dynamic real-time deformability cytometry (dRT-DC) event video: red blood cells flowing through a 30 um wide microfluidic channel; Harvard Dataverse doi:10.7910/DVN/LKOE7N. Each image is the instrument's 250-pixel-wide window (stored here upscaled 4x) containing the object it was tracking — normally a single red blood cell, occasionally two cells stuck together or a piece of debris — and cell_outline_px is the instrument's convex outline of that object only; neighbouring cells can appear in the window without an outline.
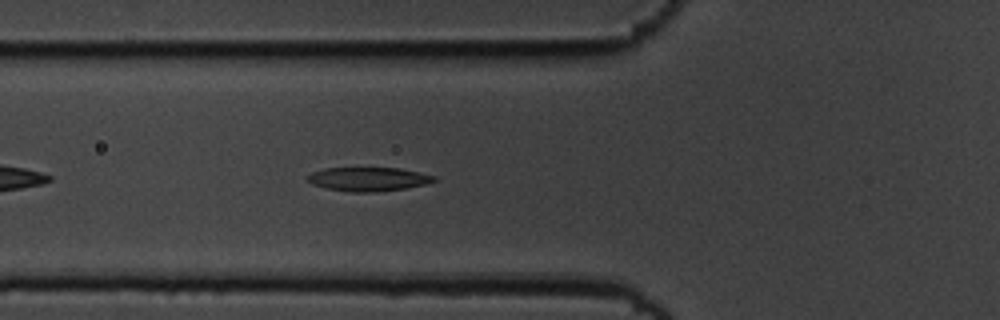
{"species": "common noctule bat (a hibernating species)", "species_latin": "Nyctalus noctula", "temperature_condition": "cold", "stored_images_in_passage": 42, "camera_frame_rate_fps": 3000, "um_per_image_px": 0.085, "animal": {"sex": "male", "body_mass_g": 19.5, "forearm_length_mm": 54.6}, "frame": {"image": 1, "passage_image": 7, "time_ms": 2.0, "image_size_px": [1000, 320], "cell_outline_px": [[436, 180], [424, 184], [404, 188], [372, 192], [352, 192], [328, 188], [312, 184], [308, 180], [308, 176], [312, 172], [324, 168], [400, 168], [420, 172], [436, 176]], "centroid_in_image_um": [31.32, 15.21], "position_along_channel_um": 94.5, "area_um2": 17.34}}
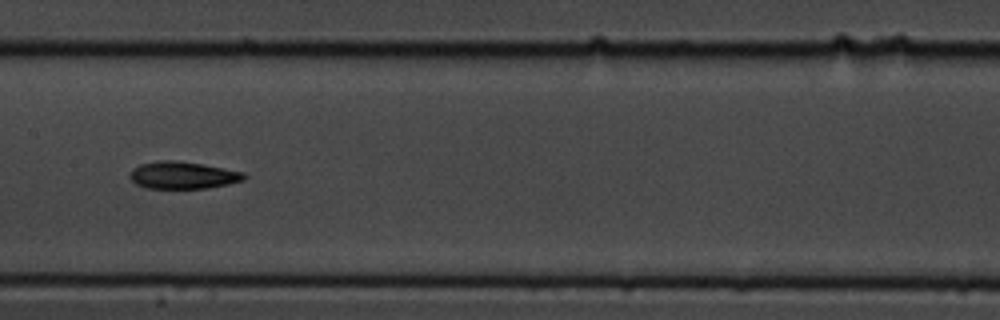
{"frame": {"image": 2, "passage_image": 15, "time_ms": 4.667, "image_size_px": [1000, 320], "cell_outline_px": [[248, 176], [244, 180], [228, 184], [208, 188], [144, 188], [136, 184], [128, 176], [132, 168], [140, 164], [160, 160], [172, 160], [204, 164], [244, 172]], "centroid_in_image_um": [15.54, 14.89], "position_along_channel_um": 191.9, "area_um2": 18.26}}
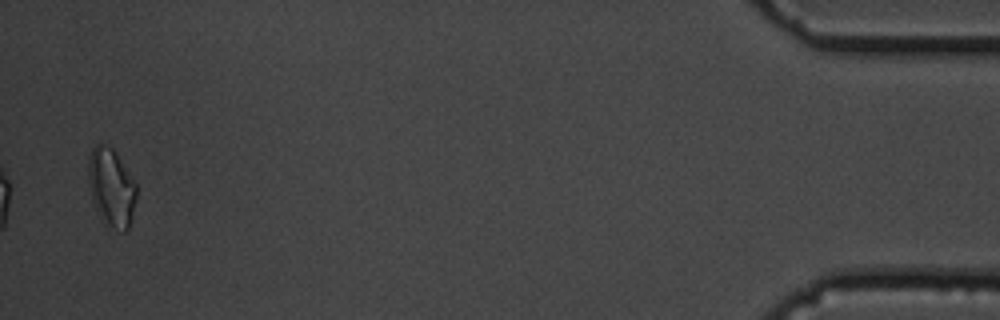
{"frame": {"image": 3, "passage_image": 41, "time_ms": 13.333, "image_size_px": [1000, 320], "cell_outline_px": [[136, 200], [128, 228], [124, 232], [104, 224], [100, 220], [92, 200], [88, 184], [88, 156], [92, 148], [96, 144], [104, 144], [112, 148], [136, 184]], "centroid_in_image_um": [9.43, 15.95], "position_along_channel_um": 425.8, "area_um2": 21.91}, "authors_computed_cell_mechanics": {"area_um2": 17.5423, "velocity_mm_per_s": 3.6432, "shape_relaxation_time_tau1_ms": 10.1722, "shape_relaxation_time_tau2_ms": null, "deformation_change_tau1": 0.2164, "deformation_change_tau2": null}}